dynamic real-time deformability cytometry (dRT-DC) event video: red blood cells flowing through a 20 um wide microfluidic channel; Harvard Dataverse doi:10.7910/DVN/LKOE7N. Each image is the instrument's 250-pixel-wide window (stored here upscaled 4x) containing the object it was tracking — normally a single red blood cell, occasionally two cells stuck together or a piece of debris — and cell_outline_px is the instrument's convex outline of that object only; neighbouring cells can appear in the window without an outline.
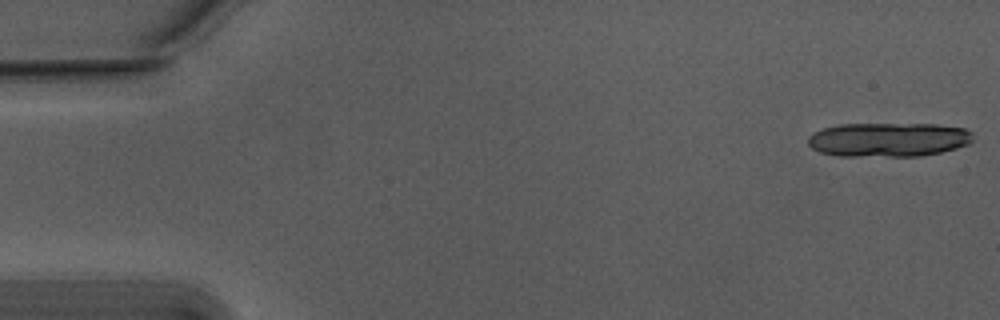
{"species": "Egyptian fruit bat (a non-hibernating species)", "species_latin": "Rousettus aegyptiacus", "temperature_condition": "warm", "stored_images_in_passage": 21, "camera_frame_rate_fps": 3000, "um_per_image_px": 0.085, "animal": {"sex": "male"}, "frame": {"image": 1, "passage_image": 1, "time_ms": 0.0, "image_size_px": [1000, 320], "cell_outline_px": [[972, 140], [968, 144], [956, 148], [940, 152], [920, 156], [840, 156], [820, 152], [812, 148], [808, 144], [808, 136], [824, 128], [840, 124], [936, 124], [964, 128], [972, 132]], "centroid_in_image_um": [75.52, 11.86], "position_along_channel_um": 9.5, "area_um2": 32.83}}